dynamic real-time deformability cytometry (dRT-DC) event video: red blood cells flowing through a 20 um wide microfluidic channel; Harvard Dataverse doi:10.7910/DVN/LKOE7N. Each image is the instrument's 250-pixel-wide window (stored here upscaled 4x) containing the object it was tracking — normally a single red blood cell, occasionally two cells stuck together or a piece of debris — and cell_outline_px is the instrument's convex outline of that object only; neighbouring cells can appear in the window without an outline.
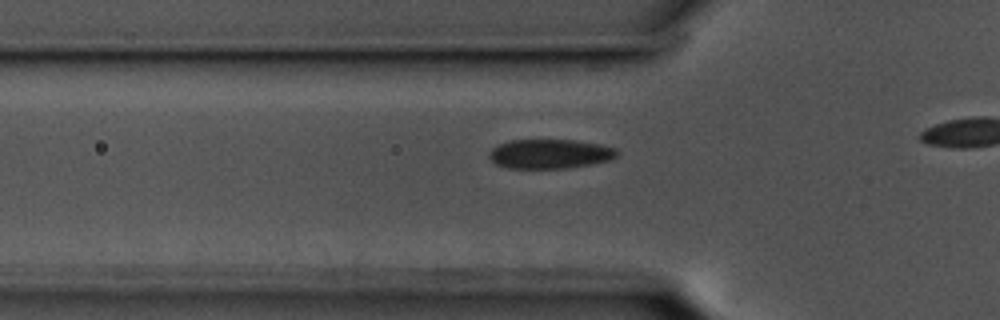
{"species": "common noctule bat (a hibernating species)", "species_latin": "Nyctalus noctula", "temperature_condition": "cold", "stored_images_in_passage": 15, "camera_frame_rate_fps": 3000, "um_per_image_px": 0.085, "animal": {"sex": "male", "body_mass_g": 17.5, "forearm_length_mm": 52.3}, "frame": {"image": 1, "passage_image": 9, "time_ms": 2.667, "image_size_px": [1000, 320], "cell_outline_px": [[620, 152], [612, 160], [568, 168], [508, 168], [496, 164], [488, 156], [488, 152], [496, 144], [508, 140], [576, 140], [600, 144], [616, 148]], "centroid_in_image_um": [46.74, 13.07], "position_along_channel_um": 79.1, "area_um2": 22.14}}
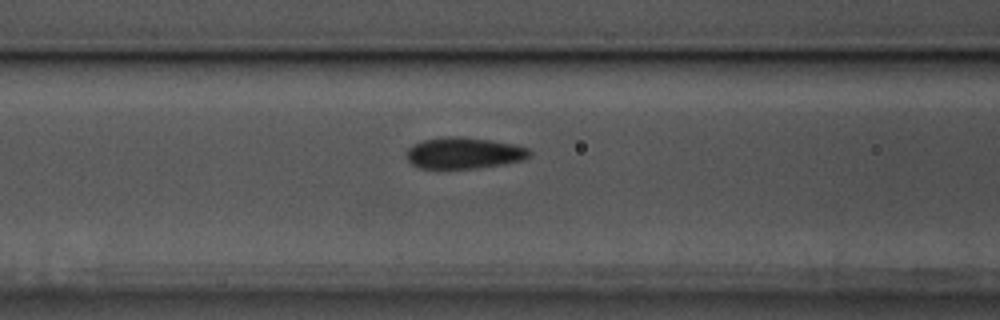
{"frame": {"image": 2, "passage_image": 13, "time_ms": 4.0, "image_size_px": [1000, 320], "cell_outline_px": [[532, 156], [524, 160], [504, 164], [476, 168], [420, 168], [412, 164], [404, 156], [404, 152], [412, 144], [424, 140], [448, 136], [456, 136], [488, 140], [512, 144], [528, 148], [532, 152]], "centroid_in_image_um": [39.42, 13.01], "position_along_channel_um": 127.2, "area_um2": 22.54}}